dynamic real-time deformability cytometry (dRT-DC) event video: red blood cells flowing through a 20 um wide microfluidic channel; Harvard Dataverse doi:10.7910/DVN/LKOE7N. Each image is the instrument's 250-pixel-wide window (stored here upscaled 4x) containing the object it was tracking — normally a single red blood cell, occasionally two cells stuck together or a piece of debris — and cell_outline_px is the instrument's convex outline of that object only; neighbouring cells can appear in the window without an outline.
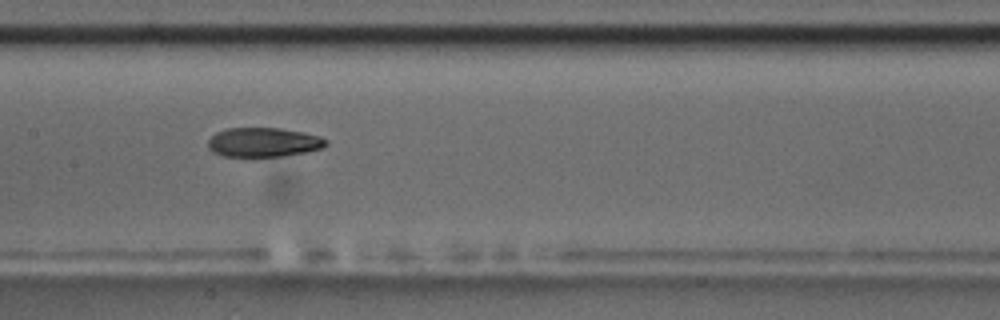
{"species": "common noctule bat (a hibernating species)", "species_latin": "Nyctalus noctula", "temperature_condition": "room temperature", "stored_images_in_passage": 9, "camera_frame_rate_fps": 3000, "um_per_image_px": 0.085, "animal": {"sex": "male", "body_mass_g": 17.5, "forearm_length_mm": 52.3}, "frame": {"image": 1, "passage_image": 8, "time_ms": 8.0, "image_size_px": [1000, 320], "cell_outline_px": [[328, 144], [324, 148], [308, 152], [284, 156], [224, 156], [212, 152], [208, 148], [208, 140], [216, 132], [228, 128], [280, 128], [304, 132], [320, 136], [328, 140]], "centroid_in_image_um": [22.44, 12.09], "position_along_channel_um": 185.0, "area_um2": 20.35}}